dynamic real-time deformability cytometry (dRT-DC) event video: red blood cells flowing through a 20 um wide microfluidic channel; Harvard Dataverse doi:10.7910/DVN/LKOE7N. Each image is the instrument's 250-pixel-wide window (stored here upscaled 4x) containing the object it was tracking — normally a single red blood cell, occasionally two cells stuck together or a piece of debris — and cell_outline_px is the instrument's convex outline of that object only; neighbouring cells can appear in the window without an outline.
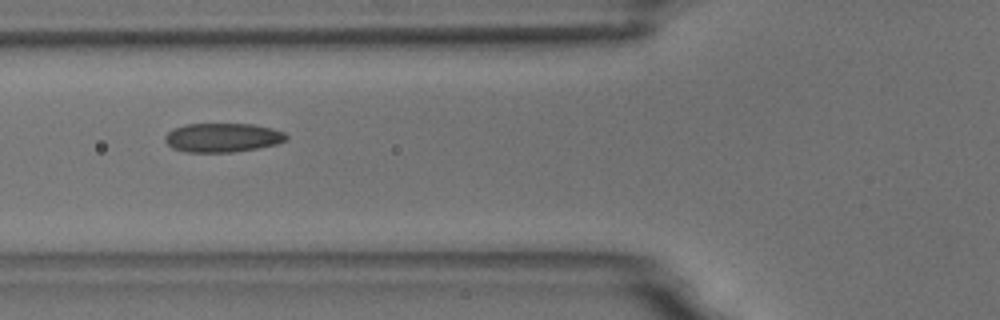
{"species": "common noctule bat (a hibernating species)", "species_latin": "Nyctalus noctula", "temperature_condition": "room temperature", "stored_images_in_passage": 4, "camera_frame_rate_fps": 3000, "um_per_image_px": 0.085, "animal": {"sex": "male", "body_mass_g": 18.8}, "frame": {"image": 1, "passage_image": 3, "time_ms": 2.333, "image_size_px": [1000, 320], "cell_outline_px": [[288, 140], [276, 144], [256, 148], [232, 152], [184, 152], [172, 148], [164, 140], [164, 136], [172, 128], [184, 124], [252, 124], [272, 128], [284, 132], [288, 136]], "centroid_in_image_um": [18.89, 11.69], "position_along_channel_um": 106.9, "area_um2": 20.63}}